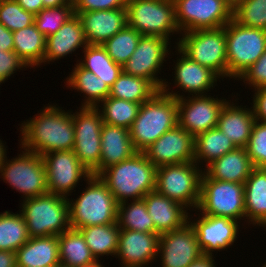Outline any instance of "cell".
<instances>
[{
	"mask_svg": "<svg viewBox=\"0 0 266 267\" xmlns=\"http://www.w3.org/2000/svg\"><path fill=\"white\" fill-rule=\"evenodd\" d=\"M176 99L158 91L141 104L138 115L129 128L134 149L143 152L165 132L178 124Z\"/></svg>",
	"mask_w": 266,
	"mask_h": 267,
	"instance_id": "cell-4",
	"label": "cell"
},
{
	"mask_svg": "<svg viewBox=\"0 0 266 267\" xmlns=\"http://www.w3.org/2000/svg\"><path fill=\"white\" fill-rule=\"evenodd\" d=\"M87 243L92 255L101 263L99 258L116 255L120 228L117 223L94 225L78 229Z\"/></svg>",
	"mask_w": 266,
	"mask_h": 267,
	"instance_id": "cell-35",
	"label": "cell"
},
{
	"mask_svg": "<svg viewBox=\"0 0 266 267\" xmlns=\"http://www.w3.org/2000/svg\"><path fill=\"white\" fill-rule=\"evenodd\" d=\"M29 238L27 224L20 211L0 213V250L16 252Z\"/></svg>",
	"mask_w": 266,
	"mask_h": 267,
	"instance_id": "cell-38",
	"label": "cell"
},
{
	"mask_svg": "<svg viewBox=\"0 0 266 267\" xmlns=\"http://www.w3.org/2000/svg\"><path fill=\"white\" fill-rule=\"evenodd\" d=\"M254 166L245 148H236L215 159L203 172L211 179L244 184Z\"/></svg>",
	"mask_w": 266,
	"mask_h": 267,
	"instance_id": "cell-28",
	"label": "cell"
},
{
	"mask_svg": "<svg viewBox=\"0 0 266 267\" xmlns=\"http://www.w3.org/2000/svg\"><path fill=\"white\" fill-rule=\"evenodd\" d=\"M232 10L244 0H223Z\"/></svg>",
	"mask_w": 266,
	"mask_h": 267,
	"instance_id": "cell-55",
	"label": "cell"
},
{
	"mask_svg": "<svg viewBox=\"0 0 266 267\" xmlns=\"http://www.w3.org/2000/svg\"><path fill=\"white\" fill-rule=\"evenodd\" d=\"M28 68L27 64L14 52L0 49V85L9 80L16 71Z\"/></svg>",
	"mask_w": 266,
	"mask_h": 267,
	"instance_id": "cell-46",
	"label": "cell"
},
{
	"mask_svg": "<svg viewBox=\"0 0 266 267\" xmlns=\"http://www.w3.org/2000/svg\"><path fill=\"white\" fill-rule=\"evenodd\" d=\"M117 224L120 229L159 234L143 199L118 204Z\"/></svg>",
	"mask_w": 266,
	"mask_h": 267,
	"instance_id": "cell-37",
	"label": "cell"
},
{
	"mask_svg": "<svg viewBox=\"0 0 266 267\" xmlns=\"http://www.w3.org/2000/svg\"><path fill=\"white\" fill-rule=\"evenodd\" d=\"M84 57L77 63L84 69L101 78L109 88L123 72V66L115 63L102 45L88 44L82 49ZM83 59V60H82Z\"/></svg>",
	"mask_w": 266,
	"mask_h": 267,
	"instance_id": "cell-34",
	"label": "cell"
},
{
	"mask_svg": "<svg viewBox=\"0 0 266 267\" xmlns=\"http://www.w3.org/2000/svg\"><path fill=\"white\" fill-rule=\"evenodd\" d=\"M181 33L197 29H217L232 20L233 10L223 0H173Z\"/></svg>",
	"mask_w": 266,
	"mask_h": 267,
	"instance_id": "cell-14",
	"label": "cell"
},
{
	"mask_svg": "<svg viewBox=\"0 0 266 267\" xmlns=\"http://www.w3.org/2000/svg\"><path fill=\"white\" fill-rule=\"evenodd\" d=\"M80 195L68 200L70 228L117 223V202L99 176L91 175Z\"/></svg>",
	"mask_w": 266,
	"mask_h": 267,
	"instance_id": "cell-3",
	"label": "cell"
},
{
	"mask_svg": "<svg viewBox=\"0 0 266 267\" xmlns=\"http://www.w3.org/2000/svg\"><path fill=\"white\" fill-rule=\"evenodd\" d=\"M15 253L17 267H54L60 263L58 236L30 237Z\"/></svg>",
	"mask_w": 266,
	"mask_h": 267,
	"instance_id": "cell-26",
	"label": "cell"
},
{
	"mask_svg": "<svg viewBox=\"0 0 266 267\" xmlns=\"http://www.w3.org/2000/svg\"><path fill=\"white\" fill-rule=\"evenodd\" d=\"M253 91V102L251 105L254 117L257 121L266 123V86Z\"/></svg>",
	"mask_w": 266,
	"mask_h": 267,
	"instance_id": "cell-48",
	"label": "cell"
},
{
	"mask_svg": "<svg viewBox=\"0 0 266 267\" xmlns=\"http://www.w3.org/2000/svg\"><path fill=\"white\" fill-rule=\"evenodd\" d=\"M13 42V51L30 69L42 66L45 57L46 37L37 30L35 24L14 31Z\"/></svg>",
	"mask_w": 266,
	"mask_h": 267,
	"instance_id": "cell-32",
	"label": "cell"
},
{
	"mask_svg": "<svg viewBox=\"0 0 266 267\" xmlns=\"http://www.w3.org/2000/svg\"><path fill=\"white\" fill-rule=\"evenodd\" d=\"M232 19L242 26L266 30V0H244L233 9Z\"/></svg>",
	"mask_w": 266,
	"mask_h": 267,
	"instance_id": "cell-42",
	"label": "cell"
},
{
	"mask_svg": "<svg viewBox=\"0 0 266 267\" xmlns=\"http://www.w3.org/2000/svg\"><path fill=\"white\" fill-rule=\"evenodd\" d=\"M246 223L266 227V168L254 167L244 183ZM266 229V228H265Z\"/></svg>",
	"mask_w": 266,
	"mask_h": 267,
	"instance_id": "cell-29",
	"label": "cell"
},
{
	"mask_svg": "<svg viewBox=\"0 0 266 267\" xmlns=\"http://www.w3.org/2000/svg\"><path fill=\"white\" fill-rule=\"evenodd\" d=\"M88 45L80 18L74 14L53 35L46 38L43 65L70 56Z\"/></svg>",
	"mask_w": 266,
	"mask_h": 267,
	"instance_id": "cell-24",
	"label": "cell"
},
{
	"mask_svg": "<svg viewBox=\"0 0 266 267\" xmlns=\"http://www.w3.org/2000/svg\"><path fill=\"white\" fill-rule=\"evenodd\" d=\"M65 81L66 88L83 93L85 99L80 107L96 108L110 93L109 86L100 77L82 68L77 62Z\"/></svg>",
	"mask_w": 266,
	"mask_h": 267,
	"instance_id": "cell-30",
	"label": "cell"
},
{
	"mask_svg": "<svg viewBox=\"0 0 266 267\" xmlns=\"http://www.w3.org/2000/svg\"><path fill=\"white\" fill-rule=\"evenodd\" d=\"M100 179L110 189L117 204L143 197L155 190L156 167L143 152L104 169Z\"/></svg>",
	"mask_w": 266,
	"mask_h": 267,
	"instance_id": "cell-2",
	"label": "cell"
},
{
	"mask_svg": "<svg viewBox=\"0 0 266 267\" xmlns=\"http://www.w3.org/2000/svg\"><path fill=\"white\" fill-rule=\"evenodd\" d=\"M160 234L120 229L115 258L121 267H147L157 262ZM154 260V261H153Z\"/></svg>",
	"mask_w": 266,
	"mask_h": 267,
	"instance_id": "cell-20",
	"label": "cell"
},
{
	"mask_svg": "<svg viewBox=\"0 0 266 267\" xmlns=\"http://www.w3.org/2000/svg\"><path fill=\"white\" fill-rule=\"evenodd\" d=\"M71 0H43L44 8H53L68 5Z\"/></svg>",
	"mask_w": 266,
	"mask_h": 267,
	"instance_id": "cell-53",
	"label": "cell"
},
{
	"mask_svg": "<svg viewBox=\"0 0 266 267\" xmlns=\"http://www.w3.org/2000/svg\"><path fill=\"white\" fill-rule=\"evenodd\" d=\"M44 105L34 117L20 125V149L44 155L74 148L72 111L55 103Z\"/></svg>",
	"mask_w": 266,
	"mask_h": 267,
	"instance_id": "cell-1",
	"label": "cell"
},
{
	"mask_svg": "<svg viewBox=\"0 0 266 267\" xmlns=\"http://www.w3.org/2000/svg\"><path fill=\"white\" fill-rule=\"evenodd\" d=\"M202 167L196 162L165 165L156 168L155 190L196 211L200 200ZM195 209V210H194Z\"/></svg>",
	"mask_w": 266,
	"mask_h": 267,
	"instance_id": "cell-7",
	"label": "cell"
},
{
	"mask_svg": "<svg viewBox=\"0 0 266 267\" xmlns=\"http://www.w3.org/2000/svg\"><path fill=\"white\" fill-rule=\"evenodd\" d=\"M171 82L165 81L161 91L176 99L178 125L194 138L209 129L217 127L219 115L229 101L214 95L185 96L169 87ZM171 90V92H170Z\"/></svg>",
	"mask_w": 266,
	"mask_h": 267,
	"instance_id": "cell-9",
	"label": "cell"
},
{
	"mask_svg": "<svg viewBox=\"0 0 266 267\" xmlns=\"http://www.w3.org/2000/svg\"><path fill=\"white\" fill-rule=\"evenodd\" d=\"M178 52L175 66L173 67V83L178 90L187 92L188 96L208 95L211 90L217 86V80L221 79L210 68L205 67L190 59L177 46ZM210 91V92H209ZM209 92V93H208Z\"/></svg>",
	"mask_w": 266,
	"mask_h": 267,
	"instance_id": "cell-21",
	"label": "cell"
},
{
	"mask_svg": "<svg viewBox=\"0 0 266 267\" xmlns=\"http://www.w3.org/2000/svg\"><path fill=\"white\" fill-rule=\"evenodd\" d=\"M73 15L74 9L71 1L68 5L43 8L35 15L34 24L37 30L47 38L55 34Z\"/></svg>",
	"mask_w": 266,
	"mask_h": 267,
	"instance_id": "cell-41",
	"label": "cell"
},
{
	"mask_svg": "<svg viewBox=\"0 0 266 267\" xmlns=\"http://www.w3.org/2000/svg\"><path fill=\"white\" fill-rule=\"evenodd\" d=\"M213 256H202L200 259H197L191 263L188 267H216V262Z\"/></svg>",
	"mask_w": 266,
	"mask_h": 267,
	"instance_id": "cell-52",
	"label": "cell"
},
{
	"mask_svg": "<svg viewBox=\"0 0 266 267\" xmlns=\"http://www.w3.org/2000/svg\"><path fill=\"white\" fill-rule=\"evenodd\" d=\"M7 146L0 139V166L3 164L4 158L7 155Z\"/></svg>",
	"mask_w": 266,
	"mask_h": 267,
	"instance_id": "cell-54",
	"label": "cell"
},
{
	"mask_svg": "<svg viewBox=\"0 0 266 267\" xmlns=\"http://www.w3.org/2000/svg\"><path fill=\"white\" fill-rule=\"evenodd\" d=\"M141 36L134 28L127 25L102 46L115 63L123 66L135 51Z\"/></svg>",
	"mask_w": 266,
	"mask_h": 267,
	"instance_id": "cell-40",
	"label": "cell"
},
{
	"mask_svg": "<svg viewBox=\"0 0 266 267\" xmlns=\"http://www.w3.org/2000/svg\"><path fill=\"white\" fill-rule=\"evenodd\" d=\"M266 50V30L236 23L226 25L228 77L238 79Z\"/></svg>",
	"mask_w": 266,
	"mask_h": 267,
	"instance_id": "cell-12",
	"label": "cell"
},
{
	"mask_svg": "<svg viewBox=\"0 0 266 267\" xmlns=\"http://www.w3.org/2000/svg\"><path fill=\"white\" fill-rule=\"evenodd\" d=\"M177 46L185 55L210 68L221 79L228 78L226 26L217 29H197L179 35Z\"/></svg>",
	"mask_w": 266,
	"mask_h": 267,
	"instance_id": "cell-6",
	"label": "cell"
},
{
	"mask_svg": "<svg viewBox=\"0 0 266 267\" xmlns=\"http://www.w3.org/2000/svg\"><path fill=\"white\" fill-rule=\"evenodd\" d=\"M245 149L254 167L266 168V123L255 121Z\"/></svg>",
	"mask_w": 266,
	"mask_h": 267,
	"instance_id": "cell-44",
	"label": "cell"
},
{
	"mask_svg": "<svg viewBox=\"0 0 266 267\" xmlns=\"http://www.w3.org/2000/svg\"><path fill=\"white\" fill-rule=\"evenodd\" d=\"M35 15L24 10L16 0H0V23L11 32L34 24Z\"/></svg>",
	"mask_w": 266,
	"mask_h": 267,
	"instance_id": "cell-43",
	"label": "cell"
},
{
	"mask_svg": "<svg viewBox=\"0 0 266 267\" xmlns=\"http://www.w3.org/2000/svg\"><path fill=\"white\" fill-rule=\"evenodd\" d=\"M54 267H69V266L59 263V264H57V265L54 266Z\"/></svg>",
	"mask_w": 266,
	"mask_h": 267,
	"instance_id": "cell-56",
	"label": "cell"
},
{
	"mask_svg": "<svg viewBox=\"0 0 266 267\" xmlns=\"http://www.w3.org/2000/svg\"><path fill=\"white\" fill-rule=\"evenodd\" d=\"M140 106L139 103L108 96L96 108L102 116L103 123L129 129L138 115Z\"/></svg>",
	"mask_w": 266,
	"mask_h": 267,
	"instance_id": "cell-39",
	"label": "cell"
},
{
	"mask_svg": "<svg viewBox=\"0 0 266 267\" xmlns=\"http://www.w3.org/2000/svg\"><path fill=\"white\" fill-rule=\"evenodd\" d=\"M137 151L129 129L103 123L101 127V162L99 174L111 165L131 158Z\"/></svg>",
	"mask_w": 266,
	"mask_h": 267,
	"instance_id": "cell-27",
	"label": "cell"
},
{
	"mask_svg": "<svg viewBox=\"0 0 266 267\" xmlns=\"http://www.w3.org/2000/svg\"><path fill=\"white\" fill-rule=\"evenodd\" d=\"M143 200L159 234L180 229L188 222V210L156 190L147 193Z\"/></svg>",
	"mask_w": 266,
	"mask_h": 267,
	"instance_id": "cell-23",
	"label": "cell"
},
{
	"mask_svg": "<svg viewBox=\"0 0 266 267\" xmlns=\"http://www.w3.org/2000/svg\"><path fill=\"white\" fill-rule=\"evenodd\" d=\"M20 204L29 237L58 236L70 228L67 197L47 193Z\"/></svg>",
	"mask_w": 266,
	"mask_h": 267,
	"instance_id": "cell-5",
	"label": "cell"
},
{
	"mask_svg": "<svg viewBox=\"0 0 266 267\" xmlns=\"http://www.w3.org/2000/svg\"><path fill=\"white\" fill-rule=\"evenodd\" d=\"M23 150L11 160L5 156L0 166V177L19 194L22 193L23 200L47 194L46 167L42 156Z\"/></svg>",
	"mask_w": 266,
	"mask_h": 267,
	"instance_id": "cell-11",
	"label": "cell"
},
{
	"mask_svg": "<svg viewBox=\"0 0 266 267\" xmlns=\"http://www.w3.org/2000/svg\"><path fill=\"white\" fill-rule=\"evenodd\" d=\"M82 23L88 44L102 45L128 25L126 9L74 12Z\"/></svg>",
	"mask_w": 266,
	"mask_h": 267,
	"instance_id": "cell-22",
	"label": "cell"
},
{
	"mask_svg": "<svg viewBox=\"0 0 266 267\" xmlns=\"http://www.w3.org/2000/svg\"><path fill=\"white\" fill-rule=\"evenodd\" d=\"M196 210L203 215L243 220L245 223L244 184L211 179L203 172Z\"/></svg>",
	"mask_w": 266,
	"mask_h": 267,
	"instance_id": "cell-10",
	"label": "cell"
},
{
	"mask_svg": "<svg viewBox=\"0 0 266 267\" xmlns=\"http://www.w3.org/2000/svg\"><path fill=\"white\" fill-rule=\"evenodd\" d=\"M0 267H17L16 253L0 250Z\"/></svg>",
	"mask_w": 266,
	"mask_h": 267,
	"instance_id": "cell-51",
	"label": "cell"
},
{
	"mask_svg": "<svg viewBox=\"0 0 266 267\" xmlns=\"http://www.w3.org/2000/svg\"><path fill=\"white\" fill-rule=\"evenodd\" d=\"M17 3L26 11L38 14L43 8V0H16Z\"/></svg>",
	"mask_w": 266,
	"mask_h": 267,
	"instance_id": "cell-50",
	"label": "cell"
},
{
	"mask_svg": "<svg viewBox=\"0 0 266 267\" xmlns=\"http://www.w3.org/2000/svg\"><path fill=\"white\" fill-rule=\"evenodd\" d=\"M190 216L188 222L194 228L198 244L206 256L214 257L213 252L230 248L238 238L240 221L200 213L194 220Z\"/></svg>",
	"mask_w": 266,
	"mask_h": 267,
	"instance_id": "cell-18",
	"label": "cell"
},
{
	"mask_svg": "<svg viewBox=\"0 0 266 267\" xmlns=\"http://www.w3.org/2000/svg\"><path fill=\"white\" fill-rule=\"evenodd\" d=\"M159 90L149 81L124 71L110 87L109 97L142 104Z\"/></svg>",
	"mask_w": 266,
	"mask_h": 267,
	"instance_id": "cell-36",
	"label": "cell"
},
{
	"mask_svg": "<svg viewBox=\"0 0 266 267\" xmlns=\"http://www.w3.org/2000/svg\"><path fill=\"white\" fill-rule=\"evenodd\" d=\"M46 167L48 193L71 196L80 182L92 175L72 150L53 151L42 155ZM83 178V179H82Z\"/></svg>",
	"mask_w": 266,
	"mask_h": 267,
	"instance_id": "cell-16",
	"label": "cell"
},
{
	"mask_svg": "<svg viewBox=\"0 0 266 267\" xmlns=\"http://www.w3.org/2000/svg\"><path fill=\"white\" fill-rule=\"evenodd\" d=\"M194 145V162H196L199 167L205 165L204 168L215 159L237 148L230 138L224 135L218 127L197 135L194 138Z\"/></svg>",
	"mask_w": 266,
	"mask_h": 267,
	"instance_id": "cell-33",
	"label": "cell"
},
{
	"mask_svg": "<svg viewBox=\"0 0 266 267\" xmlns=\"http://www.w3.org/2000/svg\"><path fill=\"white\" fill-rule=\"evenodd\" d=\"M0 49L2 51H13L14 42H13V32L5 28L0 23Z\"/></svg>",
	"mask_w": 266,
	"mask_h": 267,
	"instance_id": "cell-49",
	"label": "cell"
},
{
	"mask_svg": "<svg viewBox=\"0 0 266 267\" xmlns=\"http://www.w3.org/2000/svg\"><path fill=\"white\" fill-rule=\"evenodd\" d=\"M160 267H188L204 256L194 228L187 222L182 228L159 236Z\"/></svg>",
	"mask_w": 266,
	"mask_h": 267,
	"instance_id": "cell-17",
	"label": "cell"
},
{
	"mask_svg": "<svg viewBox=\"0 0 266 267\" xmlns=\"http://www.w3.org/2000/svg\"><path fill=\"white\" fill-rule=\"evenodd\" d=\"M255 121L252 107L239 106L229 100L220 112L217 127L237 148H245Z\"/></svg>",
	"mask_w": 266,
	"mask_h": 267,
	"instance_id": "cell-25",
	"label": "cell"
},
{
	"mask_svg": "<svg viewBox=\"0 0 266 267\" xmlns=\"http://www.w3.org/2000/svg\"><path fill=\"white\" fill-rule=\"evenodd\" d=\"M60 263L69 267H99L82 233L73 228L58 235Z\"/></svg>",
	"mask_w": 266,
	"mask_h": 267,
	"instance_id": "cell-31",
	"label": "cell"
},
{
	"mask_svg": "<svg viewBox=\"0 0 266 267\" xmlns=\"http://www.w3.org/2000/svg\"><path fill=\"white\" fill-rule=\"evenodd\" d=\"M170 44L165 38L142 35L135 51L123 65V71L149 80L160 91L167 79H162L158 73L163 69V63L167 61L168 55H171L172 50H169L171 46H168Z\"/></svg>",
	"mask_w": 266,
	"mask_h": 267,
	"instance_id": "cell-15",
	"label": "cell"
},
{
	"mask_svg": "<svg viewBox=\"0 0 266 267\" xmlns=\"http://www.w3.org/2000/svg\"><path fill=\"white\" fill-rule=\"evenodd\" d=\"M74 12L126 9L127 0H71Z\"/></svg>",
	"mask_w": 266,
	"mask_h": 267,
	"instance_id": "cell-47",
	"label": "cell"
},
{
	"mask_svg": "<svg viewBox=\"0 0 266 267\" xmlns=\"http://www.w3.org/2000/svg\"><path fill=\"white\" fill-rule=\"evenodd\" d=\"M126 10L128 26L143 36L170 39L171 43L172 35L181 34L173 0H127Z\"/></svg>",
	"mask_w": 266,
	"mask_h": 267,
	"instance_id": "cell-8",
	"label": "cell"
},
{
	"mask_svg": "<svg viewBox=\"0 0 266 267\" xmlns=\"http://www.w3.org/2000/svg\"><path fill=\"white\" fill-rule=\"evenodd\" d=\"M72 110L74 126L73 151L80 163L94 176L99 175L101 162V127L103 120L97 108L79 107ZM79 110V111H78Z\"/></svg>",
	"mask_w": 266,
	"mask_h": 267,
	"instance_id": "cell-13",
	"label": "cell"
},
{
	"mask_svg": "<svg viewBox=\"0 0 266 267\" xmlns=\"http://www.w3.org/2000/svg\"><path fill=\"white\" fill-rule=\"evenodd\" d=\"M236 80L244 82L253 90L266 86V50L244 73Z\"/></svg>",
	"mask_w": 266,
	"mask_h": 267,
	"instance_id": "cell-45",
	"label": "cell"
},
{
	"mask_svg": "<svg viewBox=\"0 0 266 267\" xmlns=\"http://www.w3.org/2000/svg\"><path fill=\"white\" fill-rule=\"evenodd\" d=\"M194 146V137L177 124L145 149L143 153L158 168L165 165L194 162Z\"/></svg>",
	"mask_w": 266,
	"mask_h": 267,
	"instance_id": "cell-19",
	"label": "cell"
}]
</instances>
